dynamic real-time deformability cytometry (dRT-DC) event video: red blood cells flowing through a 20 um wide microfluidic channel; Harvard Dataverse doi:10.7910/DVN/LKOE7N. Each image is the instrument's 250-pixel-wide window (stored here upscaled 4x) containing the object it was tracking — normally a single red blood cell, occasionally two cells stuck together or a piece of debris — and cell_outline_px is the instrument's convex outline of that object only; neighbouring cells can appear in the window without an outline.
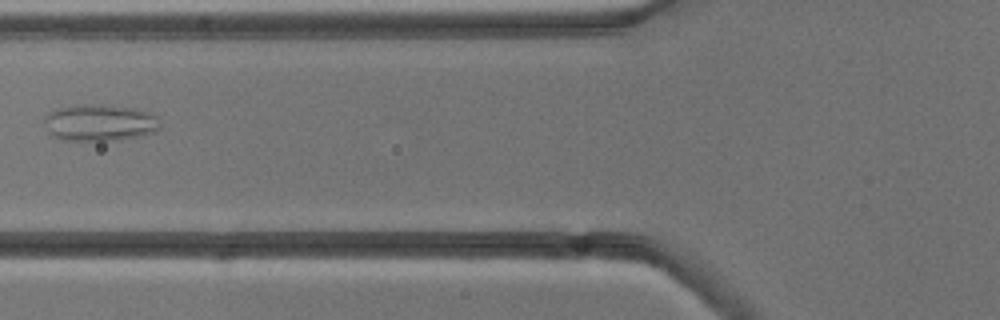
{"species": "common noctule bat (a hibernating species)", "species_latin": "Nyctalus noctula", "temperature_condition": "cold", "stored_images_in_passage": 3, "camera_frame_rate_fps": 3000, "um_per_image_px": 0.085, "animal": {"sex": "male", "body_mass_g": 13.3}, "frame": {"image": 1, "passage_image": 3, "time_ms": 2.333, "image_size_px": [1000, 320], "cell_outline_px": [[160, 128], [156, 132], [144, 136], [112, 140], [60, 140], [52, 136], [48, 132], [44, 120], [44, 116], [48, 112], [60, 108], [84, 104], [100, 104], [136, 108], [148, 112], [156, 116]], "centroid_in_image_um": [8.48, 10.43], "position_along_channel_um": 117.3, "area_um2": 24.91}}